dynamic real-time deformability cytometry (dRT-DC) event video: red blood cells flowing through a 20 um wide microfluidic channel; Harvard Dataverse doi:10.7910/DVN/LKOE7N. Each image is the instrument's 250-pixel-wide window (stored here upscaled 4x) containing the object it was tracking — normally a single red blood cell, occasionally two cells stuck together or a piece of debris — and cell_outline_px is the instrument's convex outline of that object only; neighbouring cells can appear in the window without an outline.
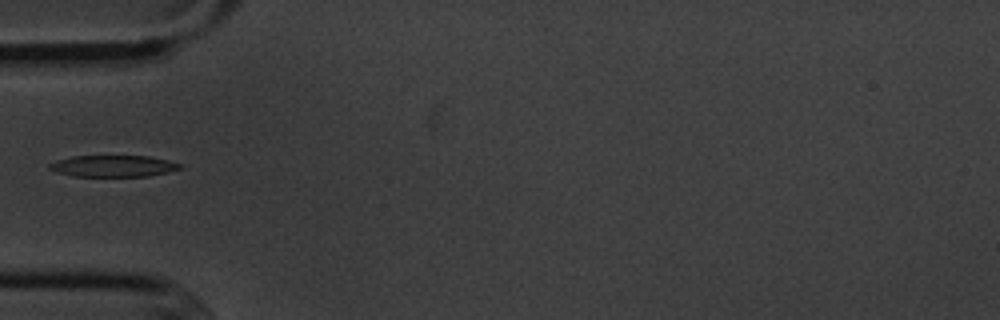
{"species": "common noctule bat (a hibernating species)", "species_latin": "Nyctalus noctula", "temperature_condition": "cold", "stored_images_in_passage": 5, "camera_frame_rate_fps": 3000, "um_per_image_px": 0.085, "animal": {"sex": "male", "body_mass_g": 20.1, "forearm_length_mm": 53.5}, "frame": {"image": 1, "passage_image": 5, "time_ms": 5.0, "image_size_px": [1000, 320], "cell_outline_px": [[184, 164], [180, 168], [168, 172], [148, 176], [72, 176], [56, 172], [48, 168], [48, 164], [56, 160], [72, 156], [148, 156], [168, 160]], "centroid_in_image_um": [9.61, 14.11], "position_along_channel_um": 75.4, "area_um2": 16.42}}